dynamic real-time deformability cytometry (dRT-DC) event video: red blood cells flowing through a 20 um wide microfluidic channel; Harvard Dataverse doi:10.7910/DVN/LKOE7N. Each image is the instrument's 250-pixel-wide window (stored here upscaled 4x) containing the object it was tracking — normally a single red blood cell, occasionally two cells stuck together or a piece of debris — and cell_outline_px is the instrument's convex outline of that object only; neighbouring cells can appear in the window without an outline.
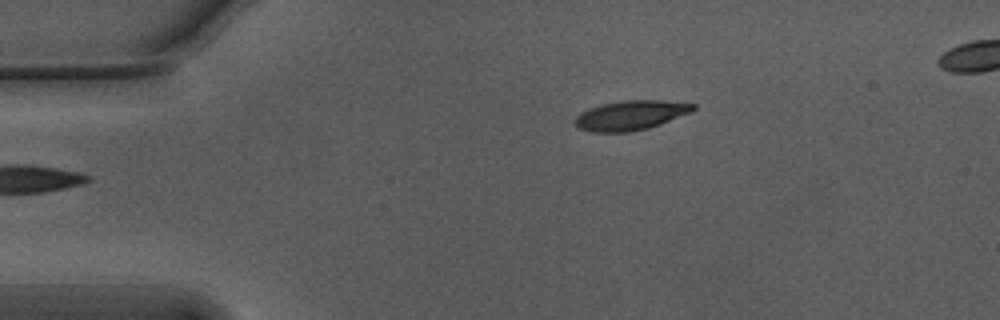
{"species": "Egyptian fruit bat (a non-hibernating species)", "species_latin": "Rousettus aegyptiacus", "temperature_condition": "warm", "stored_images_in_passage": 38, "camera_frame_rate_fps": 3000, "um_per_image_px": 0.085, "animal": {"sex": "male"}, "frame": {"image": 1, "passage_image": 1, "time_ms": 0.0, "image_size_px": [1000, 320], "cell_outline_px": [[696, 108], [692, 112], [660, 124], [648, 128], [632, 132], [592, 132], [580, 128], [572, 120], [580, 112], [588, 108], [604, 104], [624, 100], [660, 100], [696, 104]], "centroid_in_image_um": [53.61, 9.8], "position_along_channel_um": 31.4, "area_um2": 20.4}}
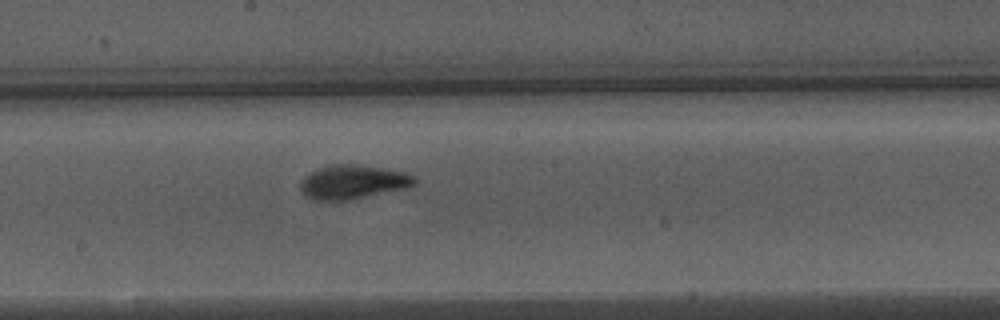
{"frame": {"image": 2, "passage_image": 20, "time_ms": 6.333, "image_size_px": [1000, 320], "cell_outline_px": [[420, 180], [416, 184], [408, 188], [344, 200], [316, 200], [308, 196], [300, 188], [300, 184], [304, 176], [320, 168], [332, 164], [352, 164], [380, 168], [404, 172], [416, 176]], "centroid_in_image_um": [30.06, 15.46], "position_along_channel_um": 218.1, "area_um2": 22.25}}
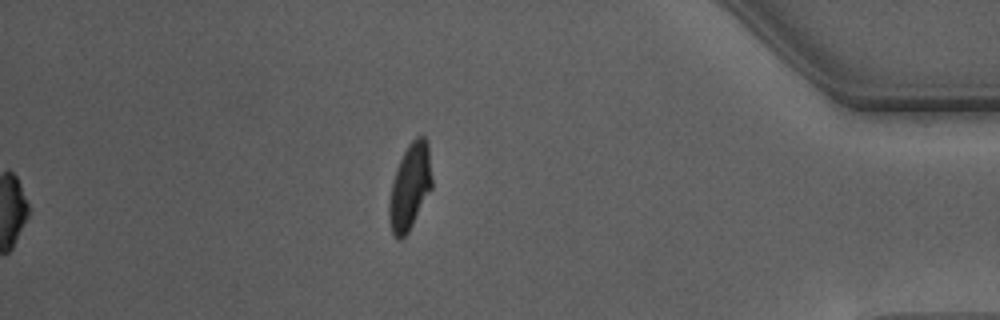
{"frame": {"image": 3, "passage_image": 38, "time_ms": 12.333, "image_size_px": [1000, 320], "cell_outline_px": [[432, 188], [408, 232], [400, 240], [392, 232], [388, 220], [388, 204], [392, 184], [400, 160], [408, 144], [416, 136], [424, 136], [428, 140], [432, 176]], "centroid_in_image_um": [34.86, 15.85], "position_along_channel_um": 400.3, "area_um2": 21.39}, "authors_computed_cell_mechanics": {"area_um2": 21.5594, "velocity_mm_per_s": 3.7423, "shape_relaxation_time_tau1_ms": 3.2618, "shape_relaxation_time_tau2_ms": 0.9711, "deformation_change_tau1": 0.1727, "deformation_change_tau2": 0.0654}}